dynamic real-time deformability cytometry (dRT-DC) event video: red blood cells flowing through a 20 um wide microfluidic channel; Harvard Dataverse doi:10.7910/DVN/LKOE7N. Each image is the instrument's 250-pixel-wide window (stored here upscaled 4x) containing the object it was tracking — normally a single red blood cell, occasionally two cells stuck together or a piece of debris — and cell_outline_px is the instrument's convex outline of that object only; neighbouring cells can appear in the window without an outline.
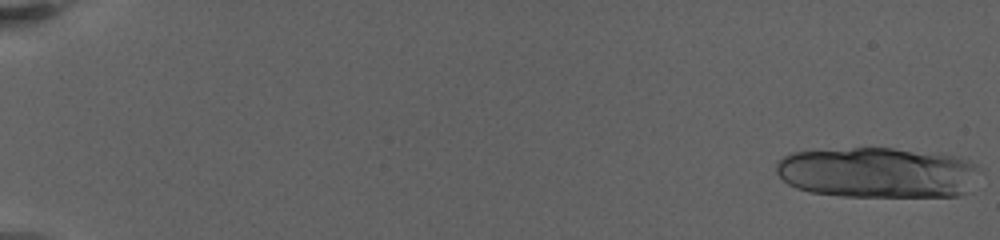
{"species": "human", "species_latin": "Homo sapiens", "temperature_condition": "warm", "stored_images_in_passage": 22, "camera_frame_rate_fps": 3000, "um_per_image_px": 0.085, "donor": {"sex": "female"}, "frame": {"image": 1, "passage_image": 1, "time_ms": 0.0, "image_size_px": [1000, 240], "cell_outline_px": [[984, 172], [968, 192], [960, 196], [840, 196], [808, 192], [796, 188], [788, 184], [776, 172], [776, 164], [784, 156], [792, 152], [852, 148], [892, 148], [956, 156], [968, 160], [976, 164]], "centroid_in_image_um": [74.66, 14.68], "position_along_channel_um": 10.3, "area_um2": 60.69}}
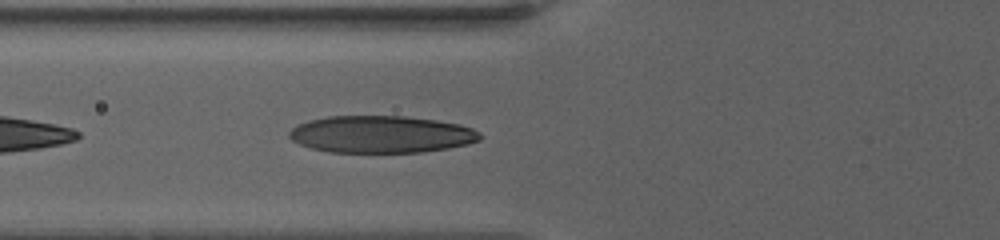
{"frame": {"image": 2, "passage_image": 17, "time_ms": 9.333, "image_size_px": [1000, 240], "cell_outline_px": [[484, 136], [480, 140], [468, 144], [448, 148], [420, 152], [328, 152], [312, 148], [300, 144], [292, 140], [288, 136], [288, 132], [296, 124], [308, 120], [328, 116], [404, 116], [436, 120], [460, 124], [472, 128], [480, 132]], "centroid_in_image_um": [32.4, 11.41], "position_along_channel_um": 93.4, "area_um2": 41.5}}
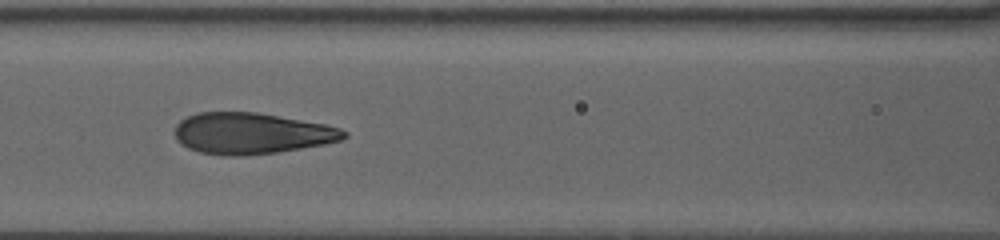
{"frame": {"image": 3, "passage_image": 20, "time_ms": 11.0, "image_size_px": [1000, 240], "cell_outline_px": [[348, 136], [340, 140], [324, 144], [276, 152], [244, 156], [224, 156], [200, 152], [188, 148], [180, 144], [176, 140], [176, 124], [180, 120], [196, 112], [256, 112], [324, 124], [340, 128], [348, 132]], "centroid_in_image_um": [21.35, 11.34], "position_along_channel_um": 145.3, "area_um2": 40.58}}